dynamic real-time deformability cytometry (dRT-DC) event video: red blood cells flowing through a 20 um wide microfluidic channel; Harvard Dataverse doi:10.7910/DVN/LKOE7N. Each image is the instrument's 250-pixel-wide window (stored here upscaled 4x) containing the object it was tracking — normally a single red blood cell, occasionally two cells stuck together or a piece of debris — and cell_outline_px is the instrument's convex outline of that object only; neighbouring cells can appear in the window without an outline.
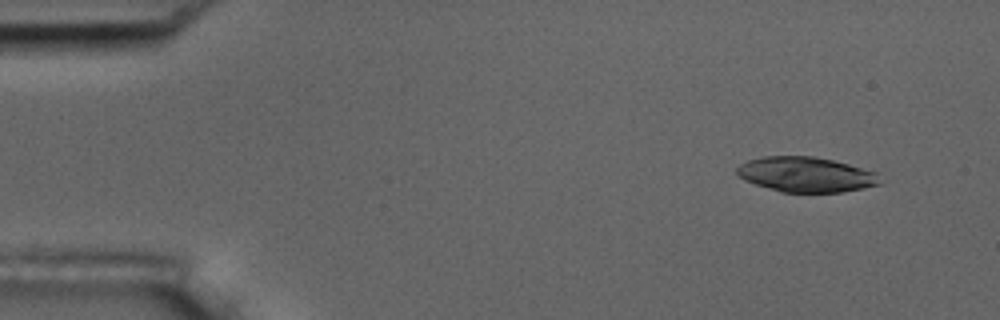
{"species": "common noctule bat (a hibernating species)", "species_latin": "Nyctalus noctula", "temperature_condition": "room temperature", "stored_images_in_passage": 4, "camera_frame_rate_fps": 3000, "um_per_image_px": 0.085, "animal": {"sex": "male", "body_mass_g": 17.5, "forearm_length_mm": 52.3}, "frame": {"image": 1, "passage_image": 1, "time_ms": 0.0, "image_size_px": [1000, 320], "cell_outline_px": [[880, 184], [864, 188], [840, 192], [780, 192], [744, 180], [736, 172], [736, 168], [740, 164], [748, 160], [764, 156], [812, 156], [832, 160], [848, 164], [876, 172]], "centroid_in_image_um": [68.48, 14.83], "position_along_channel_um": 16.5, "area_um2": 29.02}}